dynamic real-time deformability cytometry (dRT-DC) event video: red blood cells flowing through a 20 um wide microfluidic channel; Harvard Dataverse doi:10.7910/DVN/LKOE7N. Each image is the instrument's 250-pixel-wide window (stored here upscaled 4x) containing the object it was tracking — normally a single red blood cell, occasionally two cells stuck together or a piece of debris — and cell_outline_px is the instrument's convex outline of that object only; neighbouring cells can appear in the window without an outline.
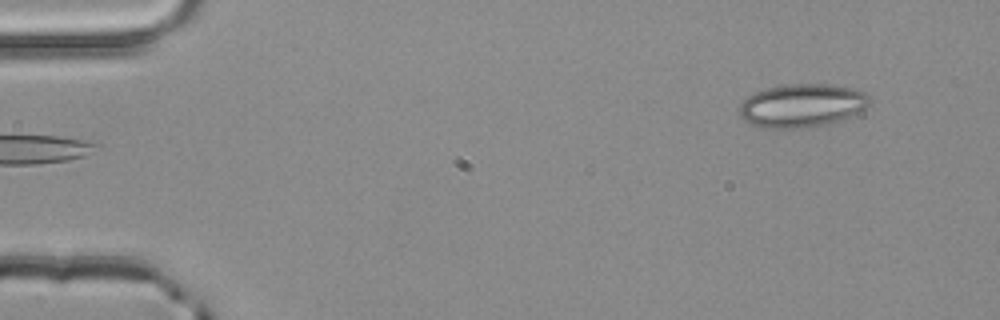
{"species": "common noctule bat (a hibernating species)", "species_latin": "Nyctalus noctula", "temperature_condition": "room temperature", "stored_images_in_passage": 3, "camera_frame_rate_fps": 3000, "um_per_image_px": 0.085, "animal": {"sex": "male", "body_mass_g": 20.4}, "frame": {"image": 1, "passage_image": 1, "time_ms": 0.0, "image_size_px": [1000, 320], "cell_outline_px": [[872, 100], [864, 108], [848, 116], [824, 124], [804, 128], [764, 128], [752, 124], [744, 120], [740, 116], [740, 104], [748, 96], [756, 92], [768, 88], [784, 84], [828, 84], [856, 88], [864, 92]], "centroid_in_image_um": [68.15, 8.95], "position_along_channel_um": 16.9, "area_um2": 32.54}}